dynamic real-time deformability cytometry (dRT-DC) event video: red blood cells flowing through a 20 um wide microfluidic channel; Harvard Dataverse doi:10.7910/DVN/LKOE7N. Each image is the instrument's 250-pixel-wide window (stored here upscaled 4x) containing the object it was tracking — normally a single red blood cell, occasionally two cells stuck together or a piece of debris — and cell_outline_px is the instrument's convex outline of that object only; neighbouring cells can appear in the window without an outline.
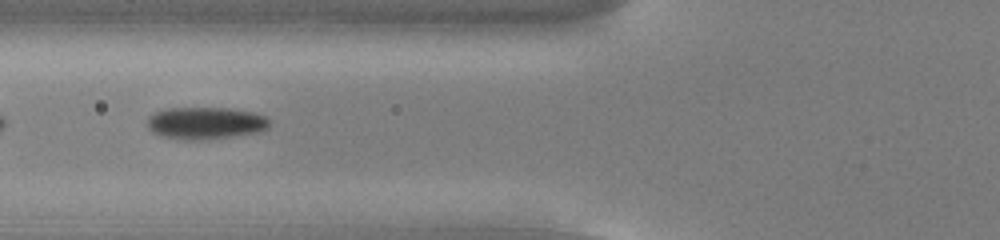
{"species": "common noctule bat (a hibernating species)", "species_latin": "Nyctalus noctula", "temperature_condition": "cold", "stored_images_in_passage": 38, "camera_frame_rate_fps": 3000, "um_per_image_px": 0.085, "animal": {"sex": "male", "body_mass_g": 13.0, "forearm_length_mm": 53.1}, "frame": {"image": 1, "passage_image": 22, "time_ms": 7.0, "image_size_px": [1000, 240], "cell_outline_px": [[268, 128], [260, 132], [232, 136], [200, 140], [188, 140], [164, 136], [152, 132], [148, 128], [148, 116], [156, 112], [168, 108], [228, 108], [252, 112], [264, 116], [268, 120]], "centroid_in_image_um": [17.46, 10.46], "position_along_channel_um": 108.3, "area_um2": 22.66}}